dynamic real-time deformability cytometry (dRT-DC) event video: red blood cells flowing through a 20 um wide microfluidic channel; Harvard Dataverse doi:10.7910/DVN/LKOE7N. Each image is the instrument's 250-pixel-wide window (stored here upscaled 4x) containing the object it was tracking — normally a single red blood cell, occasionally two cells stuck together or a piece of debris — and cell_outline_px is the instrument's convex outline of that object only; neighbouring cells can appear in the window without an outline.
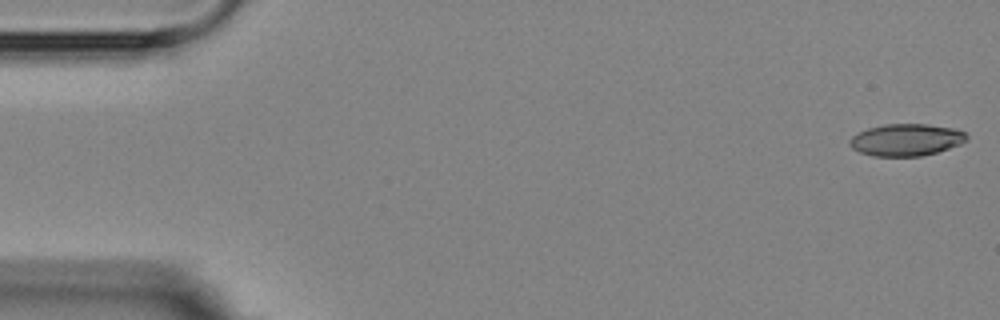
{"species": "Egyptian fruit bat (a non-hibernating species)", "species_latin": "Rousettus aegyptiacus", "temperature_condition": "room temperature", "stored_images_in_passage": 4, "camera_frame_rate_fps": 3000, "um_per_image_px": 0.085, "animal": {"sex": "female"}, "frame": {"image": 1, "passage_image": 1, "time_ms": 0.0, "image_size_px": [1000, 320], "cell_outline_px": [[968, 140], [960, 144], [936, 152], [920, 156], [872, 156], [860, 152], [852, 148], [848, 144], [848, 140], [852, 136], [868, 128], [884, 124], [928, 124], [956, 128], [964, 132], [968, 136]], "centroid_in_image_um": [77.03, 11.88], "position_along_channel_um": 8.0, "area_um2": 21.91}}